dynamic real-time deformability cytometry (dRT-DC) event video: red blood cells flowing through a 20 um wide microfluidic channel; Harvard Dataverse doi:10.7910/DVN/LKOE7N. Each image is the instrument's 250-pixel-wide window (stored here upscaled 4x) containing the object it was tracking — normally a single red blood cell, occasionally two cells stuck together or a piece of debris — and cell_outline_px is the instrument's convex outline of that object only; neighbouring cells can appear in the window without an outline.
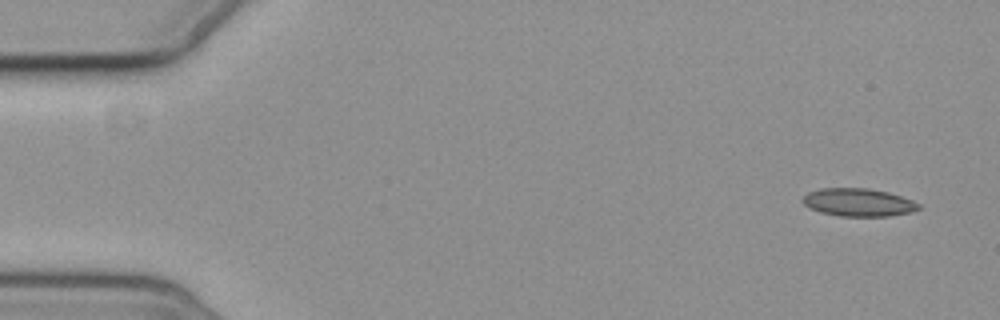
{"species": "common noctule bat (a hibernating species)", "species_latin": "Nyctalus noctula", "temperature_condition": "cold", "stored_images_in_passage": 5, "camera_frame_rate_fps": 3000, "um_per_image_px": 0.085, "animal": {"sex": "female", "body_mass_g": 19.3, "forearm_length_mm": 54.1}, "frame": {"image": 1, "passage_image": 1, "time_ms": 0.0, "image_size_px": [1000, 320], "cell_outline_px": [[920, 208], [912, 212], [888, 216], [840, 216], [820, 212], [808, 208], [800, 200], [808, 192], [820, 188], [868, 188], [888, 192], [912, 200], [920, 204]], "centroid_in_image_um": [72.93, 17.2], "position_along_channel_um": 12.1, "area_um2": 18.96}}